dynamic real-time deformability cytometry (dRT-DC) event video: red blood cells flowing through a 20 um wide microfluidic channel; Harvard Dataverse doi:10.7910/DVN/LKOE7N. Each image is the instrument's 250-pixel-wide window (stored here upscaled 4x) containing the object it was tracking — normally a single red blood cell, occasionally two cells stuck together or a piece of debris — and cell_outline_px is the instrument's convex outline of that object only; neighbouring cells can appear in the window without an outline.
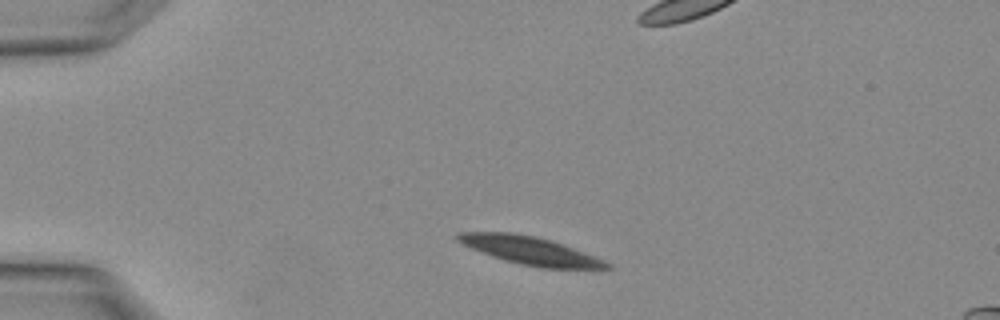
{"species": "Egyptian fruit bat (a non-hibernating species)", "species_latin": "Rousettus aegyptiacus", "temperature_condition": "warm", "stored_images_in_passage": 2, "camera_frame_rate_fps": 3000, "um_per_image_px": 0.085, "animal": {"sex": "female"}, "frame": {"image": 1, "passage_image": 1, "time_ms": 0.0, "image_size_px": [1000, 320], "cell_outline_px": [[612, 268], [544, 268], [504, 260], [472, 248], [456, 240], [456, 232], [512, 232], [536, 236], [552, 240], [604, 260], [612, 264]], "centroid_in_image_um": [45.06, 21.28], "position_along_channel_um": 39.9, "area_um2": 23.87}}